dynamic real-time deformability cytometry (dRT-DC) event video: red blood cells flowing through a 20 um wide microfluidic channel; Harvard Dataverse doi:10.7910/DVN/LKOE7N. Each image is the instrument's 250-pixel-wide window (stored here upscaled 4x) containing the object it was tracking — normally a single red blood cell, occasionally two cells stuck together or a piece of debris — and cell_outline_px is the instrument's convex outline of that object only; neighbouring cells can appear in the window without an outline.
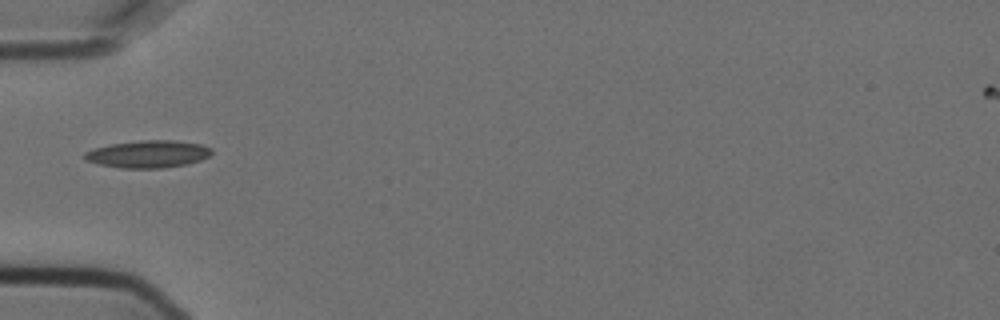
{"species": "Egyptian fruit bat (a non-hibernating species)", "species_latin": "Rousettus aegyptiacus", "temperature_condition": "cold", "stored_images_in_passage": 6, "camera_frame_rate_fps": 3000, "um_per_image_px": 0.085, "animal": {"sex": "female"}, "frame": {"image": 1, "passage_image": 3, "time_ms": 0.667, "image_size_px": [1000, 320], "cell_outline_px": [[212, 152], [208, 156], [200, 160], [188, 164], [164, 168], [120, 168], [100, 164], [84, 160], [84, 152], [96, 148], [112, 144], [140, 140], [176, 140], [200, 144], [212, 148]], "centroid_in_image_um": [12.6, 13.1], "position_along_channel_um": 72.4, "area_um2": 20.23}}
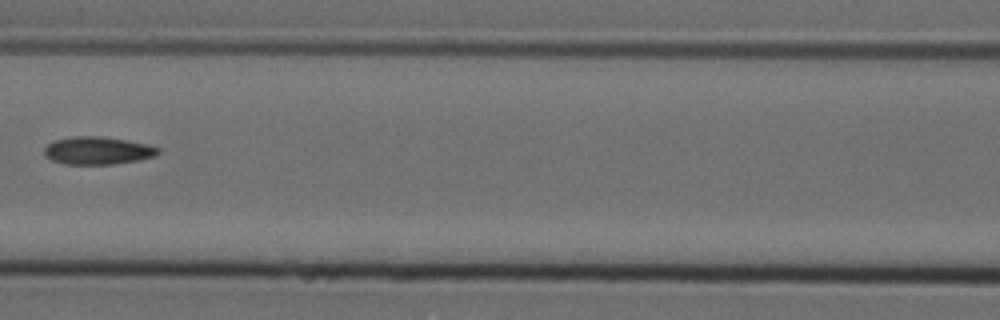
{"frame": {"image": 2, "passage_image": 5, "time_ms": 1.333, "image_size_px": [1000, 320], "cell_outline_px": [[160, 152], [156, 156], [136, 160], [112, 164], [64, 164], [52, 160], [44, 156], [44, 148], [48, 144], [56, 140], [76, 136], [100, 136], [148, 144], [160, 148]], "centroid_in_image_um": [8.3, 12.8], "position_along_channel_um": 158.3, "area_um2": 18.26}}
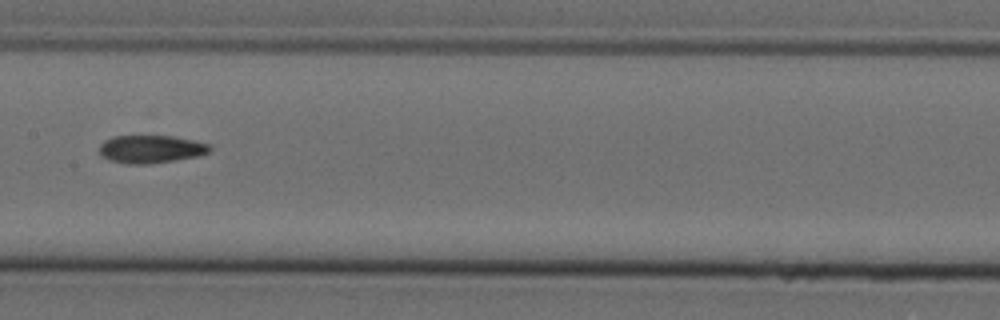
{"frame": {"image": 3, "passage_image": 6, "time_ms": 1.667, "image_size_px": [1000, 320], "cell_outline_px": [[212, 148], [208, 152], [196, 156], [176, 160], [148, 164], [128, 164], [108, 160], [100, 156], [100, 144], [104, 140], [112, 136], [172, 136], [192, 140], [208, 144]], "centroid_in_image_um": [12.77, 12.68], "position_along_channel_um": 194.6, "area_um2": 17.92}}